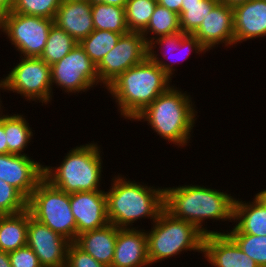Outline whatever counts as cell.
I'll return each instance as SVG.
<instances>
[{"label":"cell","instance_id":"obj_14","mask_svg":"<svg viewBox=\"0 0 266 267\" xmlns=\"http://www.w3.org/2000/svg\"><path fill=\"white\" fill-rule=\"evenodd\" d=\"M70 206L77 225V236L109 223L104 190L72 193Z\"/></svg>","mask_w":266,"mask_h":267},{"label":"cell","instance_id":"obj_22","mask_svg":"<svg viewBox=\"0 0 266 267\" xmlns=\"http://www.w3.org/2000/svg\"><path fill=\"white\" fill-rule=\"evenodd\" d=\"M28 209L0 215V251L11 252L27 245Z\"/></svg>","mask_w":266,"mask_h":267},{"label":"cell","instance_id":"obj_26","mask_svg":"<svg viewBox=\"0 0 266 267\" xmlns=\"http://www.w3.org/2000/svg\"><path fill=\"white\" fill-rule=\"evenodd\" d=\"M120 36L121 34L116 32L94 29L79 44L91 61L97 66L103 57L115 47Z\"/></svg>","mask_w":266,"mask_h":267},{"label":"cell","instance_id":"obj_9","mask_svg":"<svg viewBox=\"0 0 266 267\" xmlns=\"http://www.w3.org/2000/svg\"><path fill=\"white\" fill-rule=\"evenodd\" d=\"M3 83L5 90L17 92L29 101L47 104L52 99L51 65L39 57H22Z\"/></svg>","mask_w":266,"mask_h":267},{"label":"cell","instance_id":"obj_10","mask_svg":"<svg viewBox=\"0 0 266 267\" xmlns=\"http://www.w3.org/2000/svg\"><path fill=\"white\" fill-rule=\"evenodd\" d=\"M148 57V44L140 32L122 34L112 48L96 66L99 82L108 87L121 73L144 61Z\"/></svg>","mask_w":266,"mask_h":267},{"label":"cell","instance_id":"obj_13","mask_svg":"<svg viewBox=\"0 0 266 267\" xmlns=\"http://www.w3.org/2000/svg\"><path fill=\"white\" fill-rule=\"evenodd\" d=\"M44 178V165L27 155L0 154V179L16 188L27 200Z\"/></svg>","mask_w":266,"mask_h":267},{"label":"cell","instance_id":"obj_21","mask_svg":"<svg viewBox=\"0 0 266 267\" xmlns=\"http://www.w3.org/2000/svg\"><path fill=\"white\" fill-rule=\"evenodd\" d=\"M117 232L118 228L114 224L108 223L102 228L79 234L74 243L99 263L111 267Z\"/></svg>","mask_w":266,"mask_h":267},{"label":"cell","instance_id":"obj_8","mask_svg":"<svg viewBox=\"0 0 266 267\" xmlns=\"http://www.w3.org/2000/svg\"><path fill=\"white\" fill-rule=\"evenodd\" d=\"M54 20L10 11L0 18V29L21 57H40Z\"/></svg>","mask_w":266,"mask_h":267},{"label":"cell","instance_id":"obj_17","mask_svg":"<svg viewBox=\"0 0 266 267\" xmlns=\"http://www.w3.org/2000/svg\"><path fill=\"white\" fill-rule=\"evenodd\" d=\"M146 231L118 228L111 267L149 266Z\"/></svg>","mask_w":266,"mask_h":267},{"label":"cell","instance_id":"obj_19","mask_svg":"<svg viewBox=\"0 0 266 267\" xmlns=\"http://www.w3.org/2000/svg\"><path fill=\"white\" fill-rule=\"evenodd\" d=\"M234 38L237 43L266 36V0H249L233 8Z\"/></svg>","mask_w":266,"mask_h":267},{"label":"cell","instance_id":"obj_40","mask_svg":"<svg viewBox=\"0 0 266 267\" xmlns=\"http://www.w3.org/2000/svg\"><path fill=\"white\" fill-rule=\"evenodd\" d=\"M0 267H11L8 252L0 251Z\"/></svg>","mask_w":266,"mask_h":267},{"label":"cell","instance_id":"obj_1","mask_svg":"<svg viewBox=\"0 0 266 267\" xmlns=\"http://www.w3.org/2000/svg\"><path fill=\"white\" fill-rule=\"evenodd\" d=\"M155 46H148V57L121 73L106 89L120 108V115L133 119L171 86L175 68L159 58ZM156 52V53H155Z\"/></svg>","mask_w":266,"mask_h":267},{"label":"cell","instance_id":"obj_39","mask_svg":"<svg viewBox=\"0 0 266 267\" xmlns=\"http://www.w3.org/2000/svg\"><path fill=\"white\" fill-rule=\"evenodd\" d=\"M99 3L107 4V5H114L125 8L126 3L128 0H93Z\"/></svg>","mask_w":266,"mask_h":267},{"label":"cell","instance_id":"obj_11","mask_svg":"<svg viewBox=\"0 0 266 267\" xmlns=\"http://www.w3.org/2000/svg\"><path fill=\"white\" fill-rule=\"evenodd\" d=\"M51 82L66 93H79L99 84V78L96 65L78 43L66 56L51 65Z\"/></svg>","mask_w":266,"mask_h":267},{"label":"cell","instance_id":"obj_7","mask_svg":"<svg viewBox=\"0 0 266 267\" xmlns=\"http://www.w3.org/2000/svg\"><path fill=\"white\" fill-rule=\"evenodd\" d=\"M27 209L37 221L71 243L77 239V225L71 212L70 194L52 186L44 178L27 200Z\"/></svg>","mask_w":266,"mask_h":267},{"label":"cell","instance_id":"obj_3","mask_svg":"<svg viewBox=\"0 0 266 267\" xmlns=\"http://www.w3.org/2000/svg\"><path fill=\"white\" fill-rule=\"evenodd\" d=\"M106 194L107 218L117 228H131L140 218L156 221L164 208V188L141 185L123 176L113 178Z\"/></svg>","mask_w":266,"mask_h":267},{"label":"cell","instance_id":"obj_34","mask_svg":"<svg viewBox=\"0 0 266 267\" xmlns=\"http://www.w3.org/2000/svg\"><path fill=\"white\" fill-rule=\"evenodd\" d=\"M65 267H107L99 263L90 254L85 253L74 242L70 243L67 249Z\"/></svg>","mask_w":266,"mask_h":267},{"label":"cell","instance_id":"obj_35","mask_svg":"<svg viewBox=\"0 0 266 267\" xmlns=\"http://www.w3.org/2000/svg\"><path fill=\"white\" fill-rule=\"evenodd\" d=\"M11 267H43L33 250L25 245L8 253Z\"/></svg>","mask_w":266,"mask_h":267},{"label":"cell","instance_id":"obj_29","mask_svg":"<svg viewBox=\"0 0 266 267\" xmlns=\"http://www.w3.org/2000/svg\"><path fill=\"white\" fill-rule=\"evenodd\" d=\"M157 0H128L125 6L129 31L142 33L150 22Z\"/></svg>","mask_w":266,"mask_h":267},{"label":"cell","instance_id":"obj_42","mask_svg":"<svg viewBox=\"0 0 266 267\" xmlns=\"http://www.w3.org/2000/svg\"><path fill=\"white\" fill-rule=\"evenodd\" d=\"M201 0H182V4H192V3H198Z\"/></svg>","mask_w":266,"mask_h":267},{"label":"cell","instance_id":"obj_12","mask_svg":"<svg viewBox=\"0 0 266 267\" xmlns=\"http://www.w3.org/2000/svg\"><path fill=\"white\" fill-rule=\"evenodd\" d=\"M71 242L33 218L28 210L27 245L43 267H65Z\"/></svg>","mask_w":266,"mask_h":267},{"label":"cell","instance_id":"obj_6","mask_svg":"<svg viewBox=\"0 0 266 267\" xmlns=\"http://www.w3.org/2000/svg\"><path fill=\"white\" fill-rule=\"evenodd\" d=\"M146 232L150 265L173 257L182 251L203 252L205 234L195 225L173 217L165 209Z\"/></svg>","mask_w":266,"mask_h":267},{"label":"cell","instance_id":"obj_30","mask_svg":"<svg viewBox=\"0 0 266 267\" xmlns=\"http://www.w3.org/2000/svg\"><path fill=\"white\" fill-rule=\"evenodd\" d=\"M154 40L151 41L148 44V46H153V45L157 44V45H159V48H160V46L166 45L165 47H167V48L171 47L173 50H174V48H176L175 50H177V49L179 50L180 48L185 49V50L187 49L186 50V52H187L186 57H188L189 54H191L190 52L193 49L198 54H200V53L202 54V52H204V54H205L207 51L206 48L200 43V41L193 34H184L182 32H176V33L169 34V35H162L158 38H154ZM173 50H171V51H173ZM186 57L183 56V59H185ZM172 63L175 64L174 62H172Z\"/></svg>","mask_w":266,"mask_h":267},{"label":"cell","instance_id":"obj_37","mask_svg":"<svg viewBox=\"0 0 266 267\" xmlns=\"http://www.w3.org/2000/svg\"><path fill=\"white\" fill-rule=\"evenodd\" d=\"M0 154H8L6 134L4 132V115L0 114Z\"/></svg>","mask_w":266,"mask_h":267},{"label":"cell","instance_id":"obj_43","mask_svg":"<svg viewBox=\"0 0 266 267\" xmlns=\"http://www.w3.org/2000/svg\"><path fill=\"white\" fill-rule=\"evenodd\" d=\"M3 89L4 90V83H3V78L0 80V89ZM1 101H0V114L3 112V110H1Z\"/></svg>","mask_w":266,"mask_h":267},{"label":"cell","instance_id":"obj_41","mask_svg":"<svg viewBox=\"0 0 266 267\" xmlns=\"http://www.w3.org/2000/svg\"><path fill=\"white\" fill-rule=\"evenodd\" d=\"M249 0H220V2L227 4L231 8H235L238 5L244 4Z\"/></svg>","mask_w":266,"mask_h":267},{"label":"cell","instance_id":"obj_4","mask_svg":"<svg viewBox=\"0 0 266 267\" xmlns=\"http://www.w3.org/2000/svg\"><path fill=\"white\" fill-rule=\"evenodd\" d=\"M190 95L170 87L159 95L135 120L148 121L157 135L175 145L189 142L195 124L196 113Z\"/></svg>","mask_w":266,"mask_h":267},{"label":"cell","instance_id":"obj_38","mask_svg":"<svg viewBox=\"0 0 266 267\" xmlns=\"http://www.w3.org/2000/svg\"><path fill=\"white\" fill-rule=\"evenodd\" d=\"M14 0H0V18L13 8Z\"/></svg>","mask_w":266,"mask_h":267},{"label":"cell","instance_id":"obj_31","mask_svg":"<svg viewBox=\"0 0 266 267\" xmlns=\"http://www.w3.org/2000/svg\"><path fill=\"white\" fill-rule=\"evenodd\" d=\"M259 267H266V235L228 234Z\"/></svg>","mask_w":266,"mask_h":267},{"label":"cell","instance_id":"obj_36","mask_svg":"<svg viewBox=\"0 0 266 267\" xmlns=\"http://www.w3.org/2000/svg\"><path fill=\"white\" fill-rule=\"evenodd\" d=\"M157 3L180 16L182 0H157Z\"/></svg>","mask_w":266,"mask_h":267},{"label":"cell","instance_id":"obj_18","mask_svg":"<svg viewBox=\"0 0 266 267\" xmlns=\"http://www.w3.org/2000/svg\"><path fill=\"white\" fill-rule=\"evenodd\" d=\"M54 24L80 42L95 29L92 2L62 0L56 12Z\"/></svg>","mask_w":266,"mask_h":267},{"label":"cell","instance_id":"obj_33","mask_svg":"<svg viewBox=\"0 0 266 267\" xmlns=\"http://www.w3.org/2000/svg\"><path fill=\"white\" fill-rule=\"evenodd\" d=\"M27 209V199L13 186L0 179V215H11Z\"/></svg>","mask_w":266,"mask_h":267},{"label":"cell","instance_id":"obj_25","mask_svg":"<svg viewBox=\"0 0 266 267\" xmlns=\"http://www.w3.org/2000/svg\"><path fill=\"white\" fill-rule=\"evenodd\" d=\"M176 32H181L179 15L157 3L149 24L141 34L144 36L146 43L149 44L154 38ZM150 33L157 37H147Z\"/></svg>","mask_w":266,"mask_h":267},{"label":"cell","instance_id":"obj_5","mask_svg":"<svg viewBox=\"0 0 266 267\" xmlns=\"http://www.w3.org/2000/svg\"><path fill=\"white\" fill-rule=\"evenodd\" d=\"M96 143L71 149L58 167L44 166V179L67 194L101 190L102 158Z\"/></svg>","mask_w":266,"mask_h":267},{"label":"cell","instance_id":"obj_32","mask_svg":"<svg viewBox=\"0 0 266 267\" xmlns=\"http://www.w3.org/2000/svg\"><path fill=\"white\" fill-rule=\"evenodd\" d=\"M62 0H14L12 12L54 20Z\"/></svg>","mask_w":266,"mask_h":267},{"label":"cell","instance_id":"obj_27","mask_svg":"<svg viewBox=\"0 0 266 267\" xmlns=\"http://www.w3.org/2000/svg\"><path fill=\"white\" fill-rule=\"evenodd\" d=\"M78 43L64 30L53 24L50 28L46 45L39 58L46 64L52 65L66 56Z\"/></svg>","mask_w":266,"mask_h":267},{"label":"cell","instance_id":"obj_28","mask_svg":"<svg viewBox=\"0 0 266 267\" xmlns=\"http://www.w3.org/2000/svg\"><path fill=\"white\" fill-rule=\"evenodd\" d=\"M219 2L220 0H201L198 3L182 4L179 16L181 32L193 34Z\"/></svg>","mask_w":266,"mask_h":267},{"label":"cell","instance_id":"obj_23","mask_svg":"<svg viewBox=\"0 0 266 267\" xmlns=\"http://www.w3.org/2000/svg\"><path fill=\"white\" fill-rule=\"evenodd\" d=\"M20 114L4 115V132L8 146V154L27 155L23 150L33 137L29 123Z\"/></svg>","mask_w":266,"mask_h":267},{"label":"cell","instance_id":"obj_20","mask_svg":"<svg viewBox=\"0 0 266 267\" xmlns=\"http://www.w3.org/2000/svg\"><path fill=\"white\" fill-rule=\"evenodd\" d=\"M254 197L249 203L235 198L233 222L236 225L227 234L266 235V193L261 191Z\"/></svg>","mask_w":266,"mask_h":267},{"label":"cell","instance_id":"obj_16","mask_svg":"<svg viewBox=\"0 0 266 267\" xmlns=\"http://www.w3.org/2000/svg\"><path fill=\"white\" fill-rule=\"evenodd\" d=\"M203 254L214 267H259L225 232L205 235Z\"/></svg>","mask_w":266,"mask_h":267},{"label":"cell","instance_id":"obj_2","mask_svg":"<svg viewBox=\"0 0 266 267\" xmlns=\"http://www.w3.org/2000/svg\"><path fill=\"white\" fill-rule=\"evenodd\" d=\"M235 198L221 190L198 185L164 188V208L173 217L195 225L205 235L222 233L207 230L206 219L232 220Z\"/></svg>","mask_w":266,"mask_h":267},{"label":"cell","instance_id":"obj_44","mask_svg":"<svg viewBox=\"0 0 266 267\" xmlns=\"http://www.w3.org/2000/svg\"><path fill=\"white\" fill-rule=\"evenodd\" d=\"M70 1H88V2H93V0H70Z\"/></svg>","mask_w":266,"mask_h":267},{"label":"cell","instance_id":"obj_15","mask_svg":"<svg viewBox=\"0 0 266 267\" xmlns=\"http://www.w3.org/2000/svg\"><path fill=\"white\" fill-rule=\"evenodd\" d=\"M193 35L207 51L220 43H224L225 46H233L235 44L233 8L219 2L207 14V17Z\"/></svg>","mask_w":266,"mask_h":267},{"label":"cell","instance_id":"obj_24","mask_svg":"<svg viewBox=\"0 0 266 267\" xmlns=\"http://www.w3.org/2000/svg\"><path fill=\"white\" fill-rule=\"evenodd\" d=\"M93 25L98 30H108L119 34L127 33L125 8L92 2Z\"/></svg>","mask_w":266,"mask_h":267}]
</instances>
